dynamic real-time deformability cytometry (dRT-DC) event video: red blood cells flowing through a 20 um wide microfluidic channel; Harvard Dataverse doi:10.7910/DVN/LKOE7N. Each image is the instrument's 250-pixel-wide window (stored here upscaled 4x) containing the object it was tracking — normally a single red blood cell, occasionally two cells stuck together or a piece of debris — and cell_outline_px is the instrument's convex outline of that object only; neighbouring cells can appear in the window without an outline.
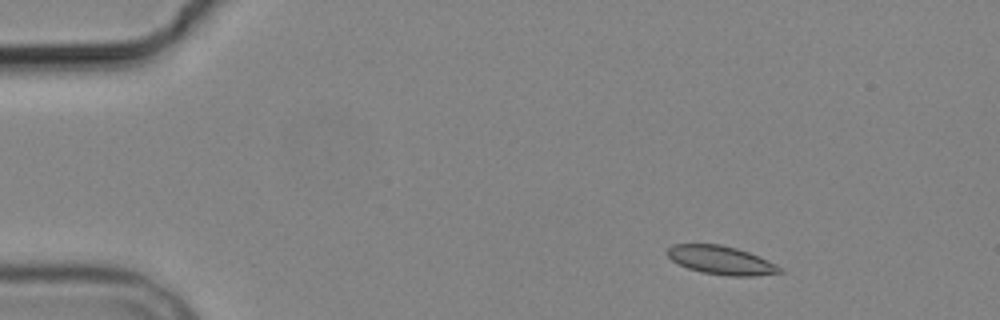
{"species": "common noctule bat (a hibernating species)", "species_latin": "Nyctalus noctula", "temperature_condition": "cold", "stored_images_in_passage": 4, "camera_frame_rate_fps": 3000, "um_per_image_px": 0.085, "animal": {"sex": "male", "body_mass_g": 19.2, "forearm_length_mm": 51.8}, "frame": {"image": 1, "passage_image": 1, "time_ms": 0.0, "image_size_px": [1000, 320], "cell_outline_px": [[784, 272], [756, 276], [728, 276], [704, 272], [688, 268], [672, 260], [668, 256], [668, 248], [676, 244], [720, 244], [736, 248], [748, 252], [768, 260], [780, 268]], "centroid_in_image_um": [61.31, 22.12], "position_along_channel_um": 23.7, "area_um2": 18.38}}
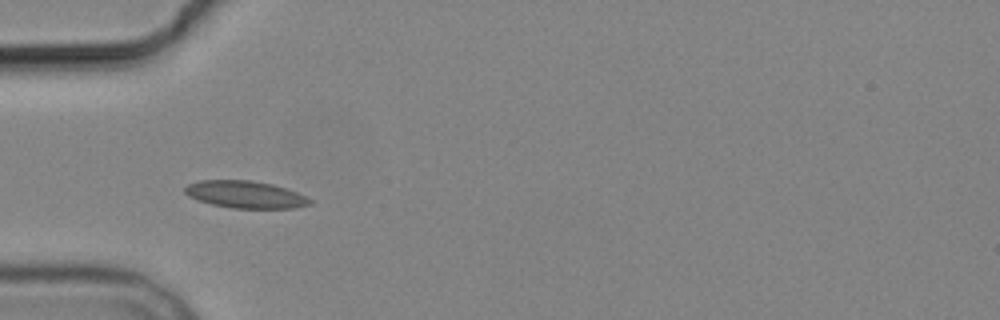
{"frame": {"image": 2, "passage_image": 4, "time_ms": 3.333, "image_size_px": [1000, 320], "cell_outline_px": [[312, 204], [292, 208], [232, 208], [212, 204], [188, 196], [184, 192], [184, 188], [188, 184], [200, 180], [252, 180], [272, 184], [296, 192], [312, 200]], "centroid_in_image_um": [20.84, 16.53], "position_along_channel_um": 64.2, "area_um2": 19.65}}